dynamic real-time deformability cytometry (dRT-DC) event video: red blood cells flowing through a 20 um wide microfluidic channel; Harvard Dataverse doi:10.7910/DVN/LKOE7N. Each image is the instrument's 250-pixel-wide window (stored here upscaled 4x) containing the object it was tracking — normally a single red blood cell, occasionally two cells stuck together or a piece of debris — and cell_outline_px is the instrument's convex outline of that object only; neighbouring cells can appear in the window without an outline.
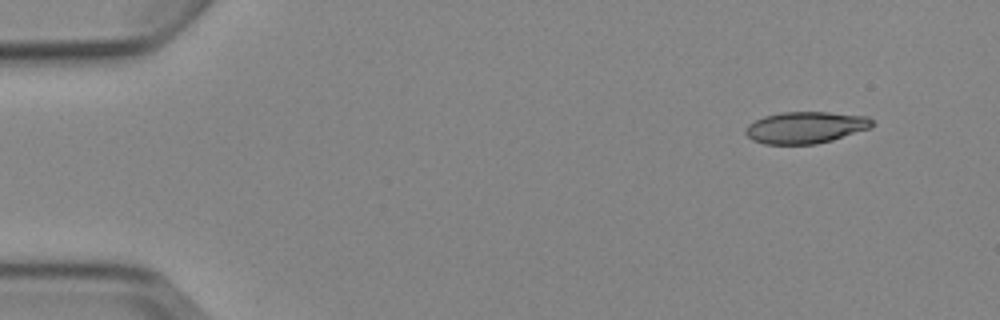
{"species": "Egyptian fruit bat (a non-hibernating species)", "species_latin": "Rousettus aegyptiacus", "temperature_condition": "cold", "stored_images_in_passage": 4, "camera_frame_rate_fps": 3000, "um_per_image_px": 0.085, "animal": {"sex": "female"}, "frame": {"image": 1, "passage_image": 1, "time_ms": 0.0, "image_size_px": [1000, 320], "cell_outline_px": [[872, 128], [832, 140], [816, 144], [764, 144], [752, 140], [744, 132], [744, 128], [748, 124], [764, 116], [780, 112], [828, 112], [868, 116], [872, 120]], "centroid_in_image_um": [68.46, 10.83], "position_along_channel_um": 16.5, "area_um2": 23.52}}
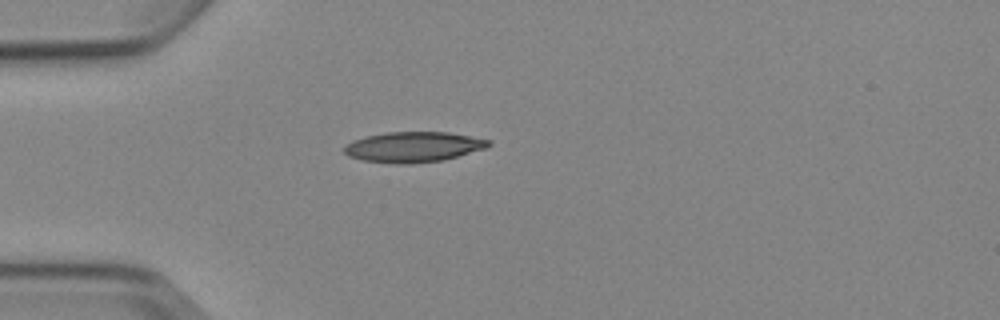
{"frame": {"image": 2, "passage_image": 4, "time_ms": 3.333, "image_size_px": [1000, 320], "cell_outline_px": [[492, 144], [488, 148], [444, 160], [412, 164], [396, 164], [364, 160], [348, 156], [344, 152], [344, 148], [352, 140], [364, 136], [388, 132], [448, 132], [492, 140]], "centroid_in_image_um": [35.18, 12.49], "position_along_channel_um": 49.8, "area_um2": 25.78}}